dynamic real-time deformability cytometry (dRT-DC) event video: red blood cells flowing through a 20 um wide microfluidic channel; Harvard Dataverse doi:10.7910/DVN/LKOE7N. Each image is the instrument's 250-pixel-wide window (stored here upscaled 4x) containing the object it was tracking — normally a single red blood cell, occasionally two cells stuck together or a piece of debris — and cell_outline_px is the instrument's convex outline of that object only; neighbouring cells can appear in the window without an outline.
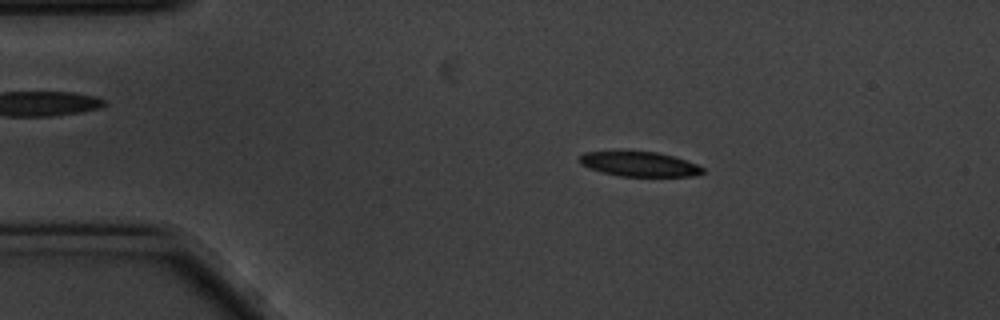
{"species": "common noctule bat (a hibernating species)", "species_latin": "Nyctalus noctula", "temperature_condition": "cold", "stored_images_in_passage": 57, "camera_frame_rate_fps": 3000, "um_per_image_px": 0.085, "animal": {"sex": "male", "body_mass_g": 20.1, "forearm_length_mm": 53.5}, "frame": {"image": 1, "passage_image": 10, "time_ms": 3.0, "image_size_px": [1000, 320], "cell_outline_px": [[704, 172], [696, 176], [620, 176], [600, 172], [588, 168], [580, 164], [576, 160], [584, 152], [656, 152], [672, 156], [696, 164], [704, 168]], "centroid_in_image_um": [54.3, 13.96], "position_along_channel_um": 30.7, "area_um2": 17.63}}
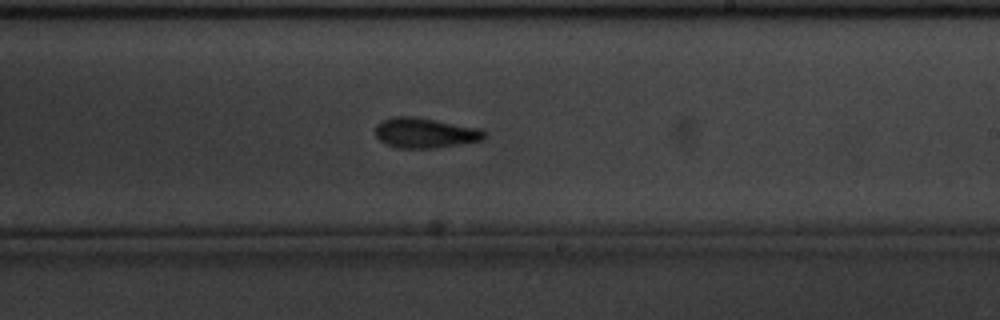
{"frame": {"image": 2, "passage_image": 33, "time_ms": 10.667, "image_size_px": [1000, 320], "cell_outline_px": [[484, 140], [436, 148], [396, 148], [380, 140], [376, 136], [376, 124], [380, 120], [392, 116], [412, 116], [480, 128], [484, 132]], "centroid_in_image_um": [36.1, 11.29], "position_along_channel_um": 252.9, "area_um2": 19.13}}
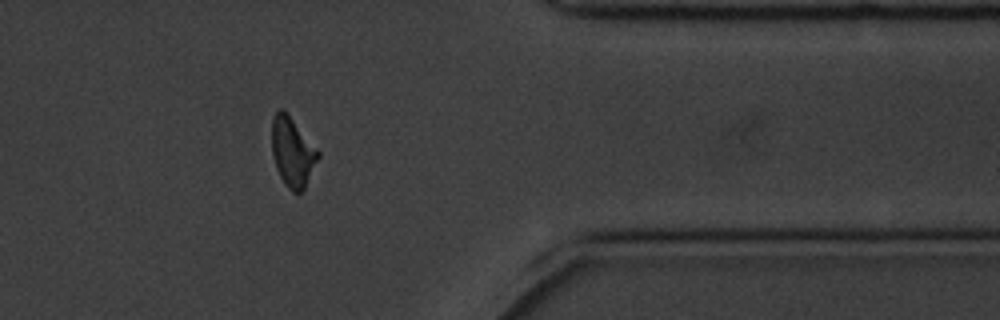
{"frame": {"image": 3, "passage_image": 46, "time_ms": 15.0, "image_size_px": [1000, 320], "cell_outline_px": [[320, 156], [304, 188], [300, 192], [292, 192], [284, 184], [276, 168], [272, 156], [272, 120], [276, 112], [280, 108], [284, 108], [320, 152]], "centroid_in_image_um": [24.85, 12.9], "position_along_channel_um": 386.5, "area_um2": 18.73}, "authors_computed_cell_mechanics": {"area_um2": 18.5538, "velocity_mm_per_s": 3.4849, "shape_relaxation_time_tau1_ms": 2.8942, "shape_relaxation_time_tau2_ms": 2.3301, "deformation_change_tau1": 0.1365, "deformation_change_tau2": 0.0932}}